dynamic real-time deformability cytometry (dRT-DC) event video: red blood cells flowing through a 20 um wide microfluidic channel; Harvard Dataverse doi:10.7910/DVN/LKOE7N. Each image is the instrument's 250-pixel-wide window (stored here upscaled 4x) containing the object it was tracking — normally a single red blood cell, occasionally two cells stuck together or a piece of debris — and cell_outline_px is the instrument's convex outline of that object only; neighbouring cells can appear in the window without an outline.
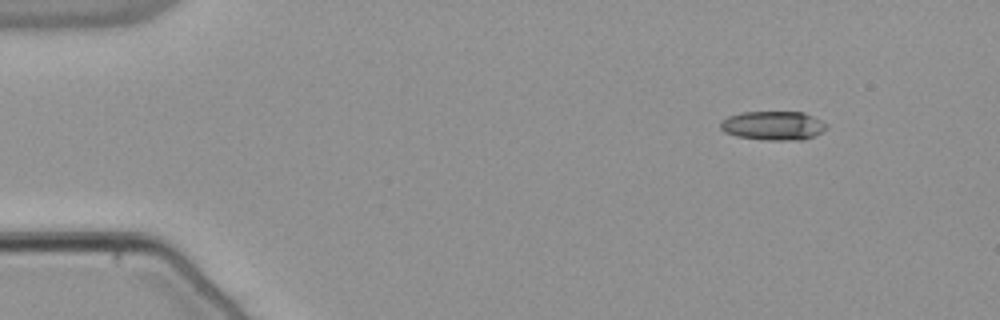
{"species": "common noctule bat (a hibernating species)", "species_latin": "Nyctalus noctula", "temperature_condition": "warm", "stored_images_in_passage": 48, "camera_frame_rate_fps": 3000, "um_per_image_px": 0.085, "animal": {"sex": "male", "body_mass_g": 21.5, "forearm_length_mm": 52.0}, "frame": {"image": 1, "passage_image": 1, "time_ms": 0.0, "image_size_px": [1000, 320], "cell_outline_px": [[828, 124], [820, 132], [804, 140], [764, 140], [736, 136], [724, 132], [720, 128], [720, 120], [728, 116], [740, 112], [804, 112]], "centroid_in_image_um": [65.66, 10.67], "position_along_channel_um": 19.3, "area_um2": 17.92}}
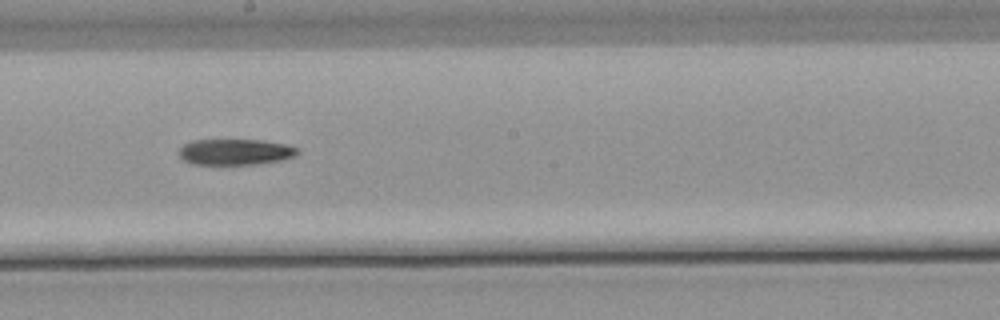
{"frame": {"image": 2, "passage_image": 25, "time_ms": 8.0, "image_size_px": [1000, 320], "cell_outline_px": [[300, 152], [296, 156], [280, 160], [256, 164], [192, 164], [184, 160], [176, 152], [184, 144], [192, 140], [264, 140], [284, 144], [296, 148]], "centroid_in_image_um": [19.97, 12.91], "position_along_channel_um": 228.2, "area_um2": 17.92}}
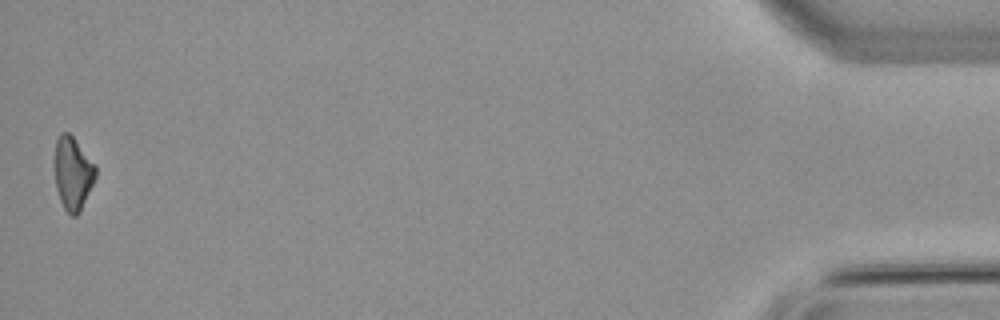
{"frame": {"image": 3, "passage_image": 48, "time_ms": 15.667, "image_size_px": [1000, 320], "cell_outline_px": [[96, 176], [80, 212], [76, 216], [72, 216], [64, 208], [60, 200], [56, 188], [56, 140], [60, 132], [68, 132], [72, 136], [96, 164]], "centroid_in_image_um": [6.21, 14.73], "position_along_channel_um": 429.0, "area_um2": 17.17}, "authors_computed_cell_mechanics": {"area_um2": 18.5249, "velocity_mm_per_s": 3.8483, "shape_relaxation_time_tau1_ms": 9.4048, "shape_relaxation_time_tau2_ms": null, "deformation_change_tau1": 0.1887, "deformation_change_tau2": null}}